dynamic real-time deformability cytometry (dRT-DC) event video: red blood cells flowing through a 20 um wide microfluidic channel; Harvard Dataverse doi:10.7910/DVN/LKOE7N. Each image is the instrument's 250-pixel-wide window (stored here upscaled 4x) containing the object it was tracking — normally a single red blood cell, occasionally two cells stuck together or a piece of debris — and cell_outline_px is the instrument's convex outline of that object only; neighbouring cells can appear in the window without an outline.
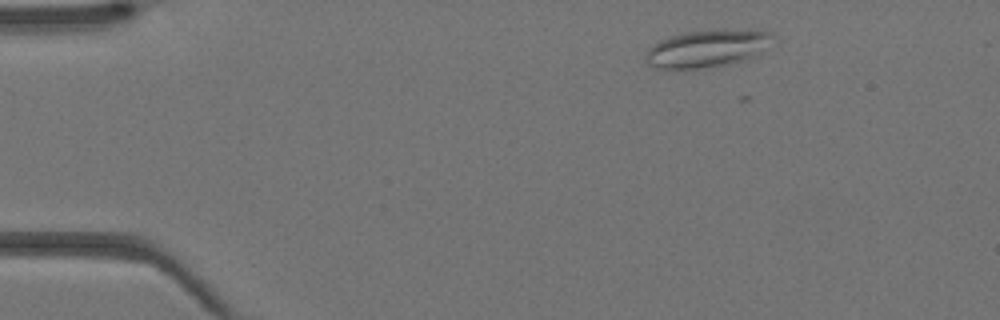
{"species": "Egyptian fruit bat (a non-hibernating species)", "species_latin": "Rousettus aegyptiacus", "temperature_condition": "warm", "stored_images_in_passage": 2, "camera_frame_rate_fps": 3000, "um_per_image_px": 0.085, "animal": {"sex": "female"}, "frame": {"image": 1, "passage_image": 1, "time_ms": 0.0, "image_size_px": [1000, 320], "cell_outline_px": [[776, 36], [756, 56], [732, 64], [696, 68], [656, 68], [648, 64], [644, 56], [648, 48], [652, 44], [660, 40], [684, 32], [716, 28], [756, 28], [772, 32]], "centroid_in_image_um": [60.18, 4.07], "position_along_channel_um": 24.8, "area_um2": 28.44}}